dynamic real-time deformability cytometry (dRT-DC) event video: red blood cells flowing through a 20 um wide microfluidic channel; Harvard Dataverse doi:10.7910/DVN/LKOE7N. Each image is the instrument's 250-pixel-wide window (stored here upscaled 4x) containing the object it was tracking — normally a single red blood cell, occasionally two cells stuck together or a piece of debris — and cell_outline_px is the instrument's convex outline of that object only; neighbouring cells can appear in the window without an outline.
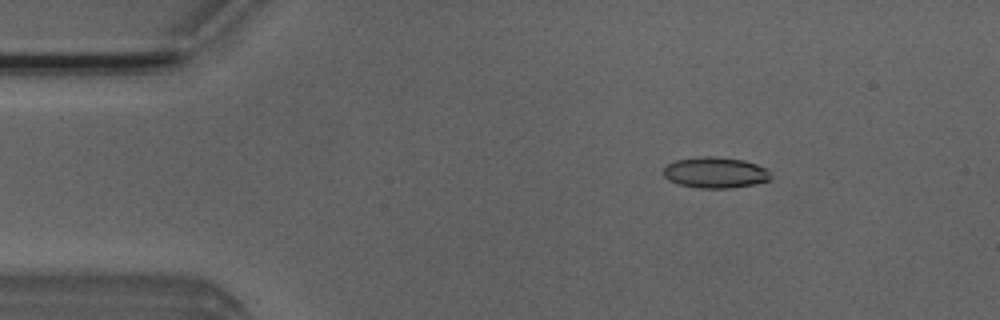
{"species": "Egyptian fruit bat (a non-hibernating species)", "species_latin": "Rousettus aegyptiacus", "temperature_condition": "room temperature", "stored_images_in_passage": 51, "camera_frame_rate_fps": 3000, "um_per_image_px": 0.085, "animal": {"sex": "male"}, "frame": {"image": 1, "passage_image": 8, "time_ms": 2.333, "image_size_px": [1000, 320], "cell_outline_px": [[772, 180], [756, 184], [728, 188], [700, 188], [680, 184], [668, 180], [664, 176], [664, 168], [668, 164], [676, 160], [696, 156], [712, 156], [744, 160], [768, 168], [772, 176]], "centroid_in_image_um": [60.85, 14.66], "position_along_channel_um": 24.2, "area_um2": 19.54}}
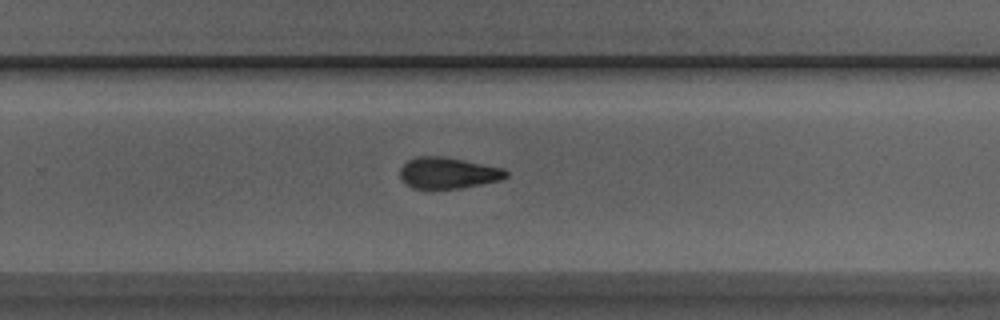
{"frame": {"image": 2, "passage_image": 33, "time_ms": 10.667, "image_size_px": [1000, 320], "cell_outline_px": [[508, 176], [500, 180], [460, 188], [412, 188], [404, 184], [400, 176], [400, 168], [408, 160], [416, 156], [444, 156], [504, 168], [508, 172]], "centroid_in_image_um": [38.06, 14.69], "position_along_channel_um": 291.7, "area_um2": 19.31}}
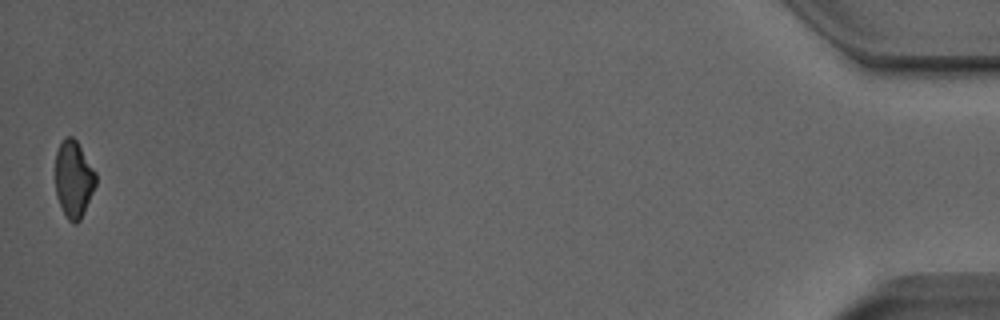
{"frame": {"image": 3, "passage_image": 51, "time_ms": 16.667, "image_size_px": [1000, 320], "cell_outline_px": [[96, 184], [84, 212], [80, 220], [76, 224], [72, 224], [64, 216], [56, 196], [56, 152], [64, 136], [72, 136], [76, 140], [96, 172]], "centroid_in_image_um": [6.25, 15.25], "position_along_channel_um": 428.9, "area_um2": 18.21}, "authors_computed_cell_mechanics": {"area_um2": 19.652, "velocity_mm_per_s": 3.9887, "shape_relaxation_time_tau1_ms": 9.1653, "shape_relaxation_time_tau2_ms": 2.9324, "deformation_change_tau1": 0.1895, "deformation_change_tau2": 0.0972}}